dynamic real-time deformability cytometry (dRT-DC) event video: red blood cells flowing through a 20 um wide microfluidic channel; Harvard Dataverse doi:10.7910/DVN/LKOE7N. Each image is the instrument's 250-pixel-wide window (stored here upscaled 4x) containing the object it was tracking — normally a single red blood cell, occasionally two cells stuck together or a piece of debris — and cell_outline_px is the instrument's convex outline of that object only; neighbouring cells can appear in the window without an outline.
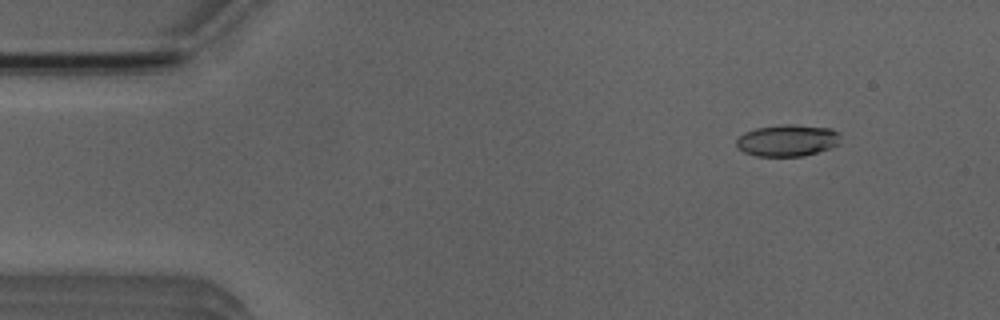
{"species": "Egyptian fruit bat (a non-hibernating species)", "species_latin": "Rousettus aegyptiacus", "temperature_condition": "room temperature", "stored_images_in_passage": 7, "camera_frame_rate_fps": 3000, "um_per_image_px": 0.085, "animal": {"sex": "male"}, "frame": {"image": 1, "passage_image": 1, "time_ms": 0.0, "image_size_px": [1000, 320], "cell_outline_px": [[840, 144], [804, 156], [756, 156], [744, 152], [736, 148], [736, 140], [744, 132], [756, 128], [784, 124], [796, 124], [832, 128], [840, 132]], "centroid_in_image_um": [66.94, 11.93], "position_along_channel_um": 18.1, "area_um2": 19.48}}
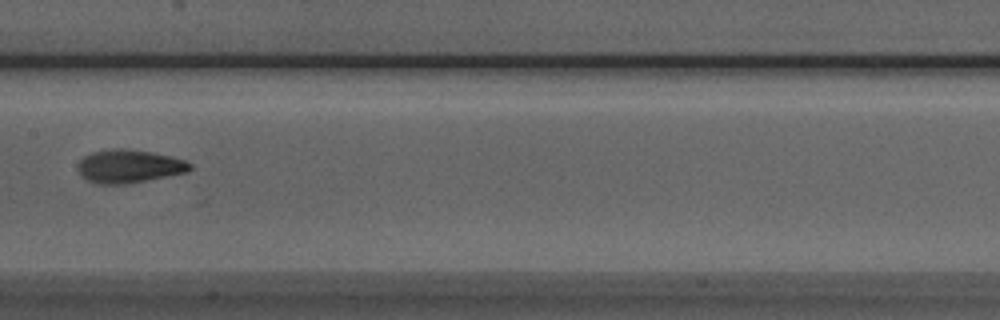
{"frame": {"image": 2, "passage_image": 7, "time_ms": 6.667, "image_size_px": [1000, 320], "cell_outline_px": [[192, 168], [188, 172], [128, 184], [96, 184], [80, 176], [80, 160], [84, 156], [92, 152], [112, 148], [124, 148], [172, 156], [184, 160], [192, 164]], "centroid_in_image_um": [10.99, 14.14], "position_along_channel_um": 196.4, "area_um2": 21.68}}